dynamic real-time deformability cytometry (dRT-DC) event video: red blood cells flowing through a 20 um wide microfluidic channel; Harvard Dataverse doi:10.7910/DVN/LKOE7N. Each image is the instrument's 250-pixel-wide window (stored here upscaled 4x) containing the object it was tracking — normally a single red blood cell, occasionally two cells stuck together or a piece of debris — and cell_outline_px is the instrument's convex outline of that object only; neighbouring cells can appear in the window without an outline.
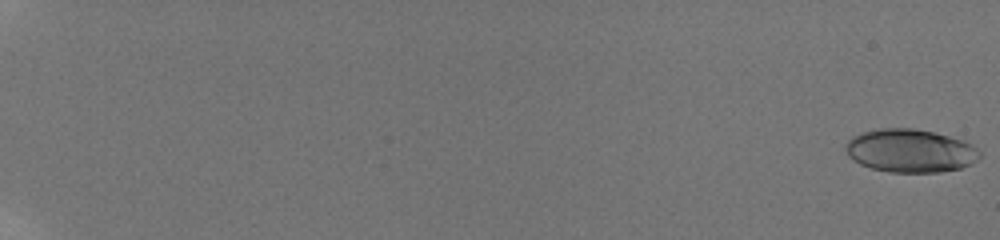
{"species": "human", "species_latin": "Homo sapiens", "temperature_condition": "room temperature", "stored_images_in_passage": 37, "camera_frame_rate_fps": 3000, "um_per_image_px": 0.085, "donor": {"sex": "male"}, "frame": {"image": 1, "passage_image": 1, "time_ms": 0.0, "image_size_px": [1000, 240], "cell_outline_px": [[980, 156], [972, 164], [960, 168], [940, 172], [888, 172], [872, 168], [860, 164], [852, 160], [848, 156], [844, 148], [844, 144], [852, 136], [860, 132], [880, 128], [912, 128], [936, 132], [964, 140], [972, 144], [980, 152]], "centroid_in_image_um": [77.35, 12.8], "position_along_channel_um": 7.7, "area_um2": 34.16}}
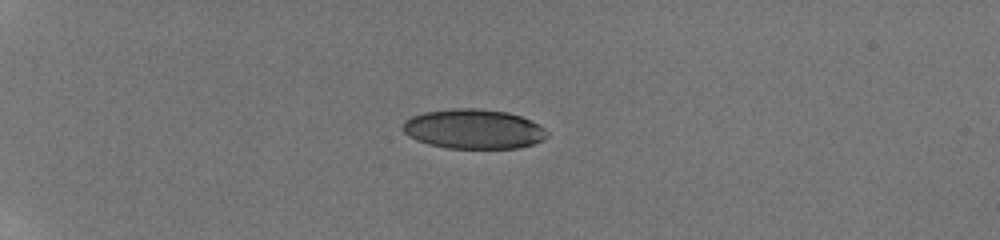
{"frame": {"image": 2, "passage_image": 24, "time_ms": 6.0, "image_size_px": [1000, 240], "cell_outline_px": [[548, 136], [544, 140], [520, 148], [448, 148], [428, 144], [416, 140], [408, 136], [400, 128], [404, 120], [412, 116], [424, 112], [452, 108], [476, 108], [508, 112], [520, 116], [544, 128], [548, 132]], "centroid_in_image_um": [40.22, 10.97], "position_along_channel_um": 44.8, "area_um2": 33.47}}
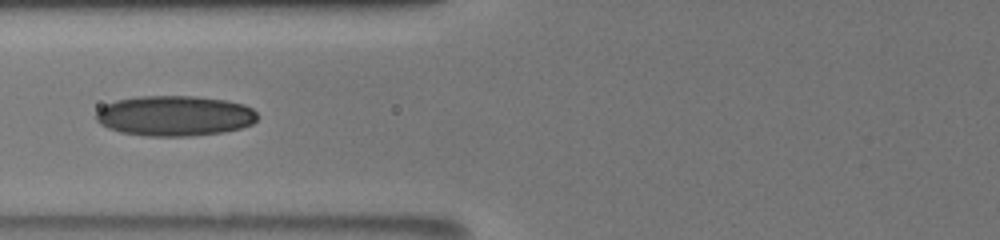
{"frame": {"image": 3, "passage_image": 36, "time_ms": 9.333, "image_size_px": [1000, 240], "cell_outline_px": [[256, 120], [252, 124], [240, 128], [224, 132], [188, 136], [148, 136], [120, 132], [108, 128], [100, 124], [96, 120], [96, 112], [104, 104], [116, 100], [140, 96], [196, 96], [224, 100], [244, 104], [252, 108], [256, 112]], "centroid_in_image_um": [14.82, 9.84], "position_along_channel_um": 111.0, "area_um2": 38.03}}